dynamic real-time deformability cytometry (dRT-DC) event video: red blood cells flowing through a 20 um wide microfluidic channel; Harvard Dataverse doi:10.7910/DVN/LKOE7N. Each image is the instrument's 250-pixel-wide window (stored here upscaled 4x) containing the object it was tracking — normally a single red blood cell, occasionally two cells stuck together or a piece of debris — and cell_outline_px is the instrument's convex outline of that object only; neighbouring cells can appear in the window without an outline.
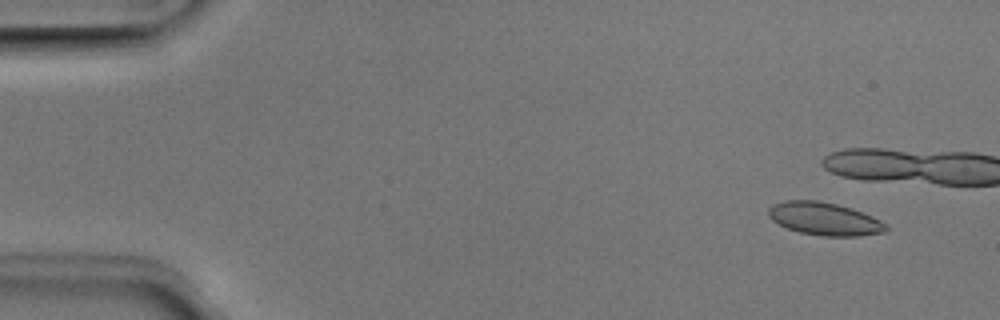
{"species": "Egyptian fruit bat (a non-hibernating species)", "species_latin": "Rousettus aegyptiacus", "temperature_condition": "room temperature", "stored_images_in_passage": 4, "camera_frame_rate_fps": 3000, "um_per_image_px": 0.085, "animal": {"sex": "male"}, "frame": {"image": 1, "passage_image": 1, "time_ms": 0.0, "image_size_px": [1000, 320], "cell_outline_px": [[888, 228], [884, 232], [860, 236], [820, 236], [800, 232], [788, 228], [772, 220], [768, 216], [768, 208], [772, 204], [784, 200], [816, 200], [836, 204], [852, 208], [872, 216], [888, 224]], "centroid_in_image_um": [70.08, 18.6], "position_along_channel_um": 14.9, "area_um2": 22.6}}